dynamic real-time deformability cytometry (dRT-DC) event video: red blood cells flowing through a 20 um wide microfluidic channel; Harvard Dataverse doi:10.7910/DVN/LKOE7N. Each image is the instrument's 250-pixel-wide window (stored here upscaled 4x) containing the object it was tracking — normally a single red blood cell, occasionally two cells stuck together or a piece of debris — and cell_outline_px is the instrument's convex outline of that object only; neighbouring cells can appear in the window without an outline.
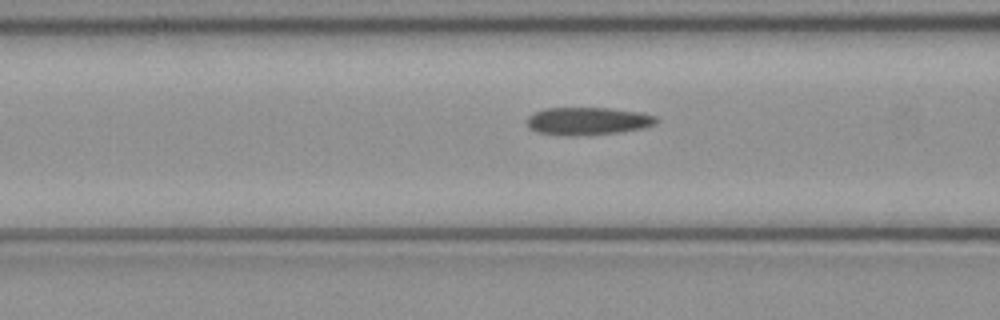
{"species": "common noctule bat (a hibernating species)", "species_latin": "Nyctalus noctula", "temperature_condition": "cold", "stored_images_in_passage": 51, "camera_frame_rate_fps": 3000, "um_per_image_px": 0.085, "animal": {"sex": "female", "body_mass_g": 21.9}, "frame": {"image": 1, "passage_image": 20, "time_ms": 6.333, "image_size_px": [1000, 320], "cell_outline_px": [[660, 120], [656, 124], [640, 128], [620, 132], [588, 136], [564, 136], [536, 132], [528, 128], [528, 116], [544, 108], [608, 108], [640, 112], [656, 116]], "centroid_in_image_um": [49.96, 10.31], "position_along_channel_um": 116.6, "area_um2": 21.15}}
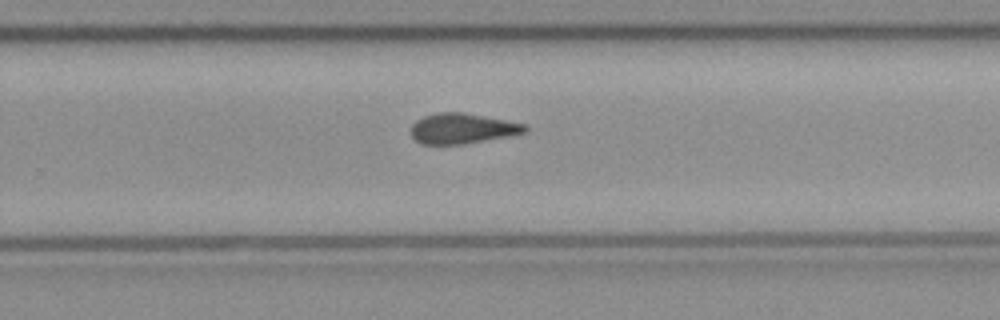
{"frame": {"image": 2, "passage_image": 33, "time_ms": 10.667, "image_size_px": [1000, 320], "cell_outline_px": [[528, 132], [508, 136], [464, 144], [420, 144], [412, 136], [412, 124], [416, 120], [424, 116], [440, 112], [464, 112], [528, 124]], "centroid_in_image_um": [39.34, 10.92], "position_along_channel_um": 290.5, "area_um2": 20.23}}
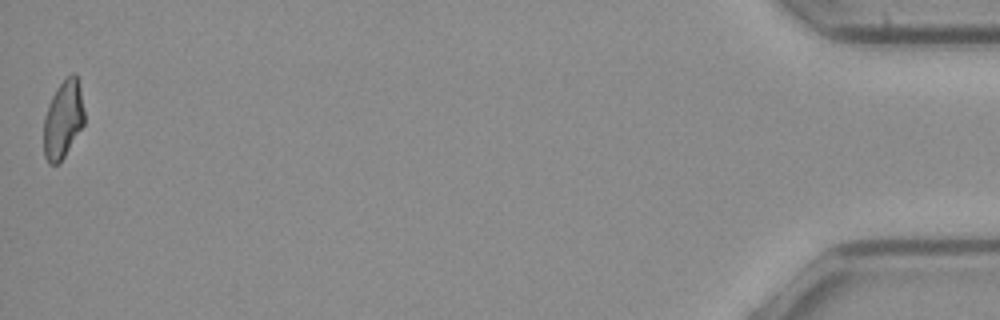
{"frame": {"image": 3, "passage_image": 51, "time_ms": 16.667, "image_size_px": [1000, 320], "cell_outline_px": [[84, 124], [64, 156], [56, 164], [48, 164], [44, 156], [44, 116], [48, 104], [56, 88], [72, 72], [76, 72], [80, 88], [84, 112]], "centroid_in_image_um": [5.36, 10.13], "position_along_channel_um": 429.8, "area_um2": 18.32}, "authors_computed_cell_mechanics": {"area_um2": 20.2878, "velocity_mm_per_s": 4.0152, "shape_relaxation_time_tau1_ms": null, "shape_relaxation_time_tau2_ms": 4.0418, "deformation_change_tau1": null, "deformation_change_tau2": 0.1131}}